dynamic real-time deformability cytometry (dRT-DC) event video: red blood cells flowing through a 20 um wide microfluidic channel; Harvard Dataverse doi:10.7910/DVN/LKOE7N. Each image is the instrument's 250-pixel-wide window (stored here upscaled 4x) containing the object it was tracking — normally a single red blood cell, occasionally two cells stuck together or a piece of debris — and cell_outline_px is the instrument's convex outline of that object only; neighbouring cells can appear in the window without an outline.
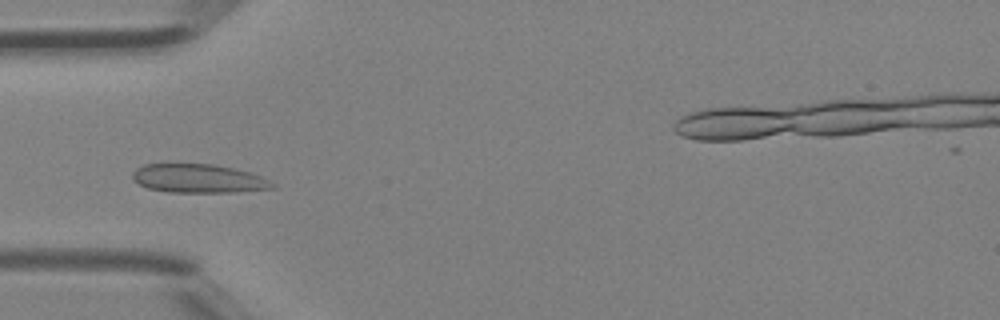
{"species": "Egyptian fruit bat (a non-hibernating species)", "species_latin": "Rousettus aegyptiacus", "temperature_condition": "room temperature", "stored_images_in_passage": 5, "camera_frame_rate_fps": 3000, "um_per_image_px": 0.085, "animal": {"sex": "female"}, "frame": {"image": 1, "passage_image": 4, "time_ms": 1.0, "image_size_px": [1000, 320], "cell_outline_px": [[276, 188], [236, 192], [168, 192], [148, 188], [132, 180], [132, 172], [136, 168], [144, 164], [212, 164], [232, 168], [248, 172], [260, 176], [276, 184]], "centroid_in_image_um": [16.85, 15.18], "position_along_channel_um": 68.1, "area_um2": 23.35}}
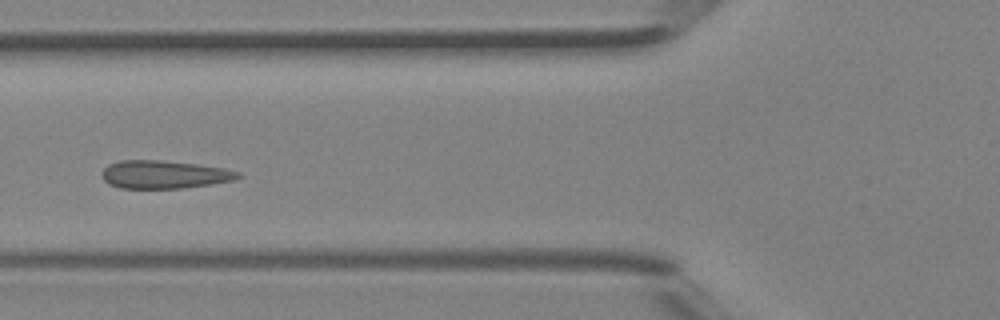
{"frame": {"image": 2, "passage_image": 5, "time_ms": 1.333, "image_size_px": [1000, 320], "cell_outline_px": [[244, 176], [236, 180], [212, 184], [184, 188], [120, 188], [108, 184], [100, 176], [100, 172], [108, 164], [120, 160], [160, 160], [196, 164], [224, 168], [240, 172]], "centroid_in_image_um": [13.96, 14.83], "position_along_channel_um": 111.8, "area_um2": 22.54}}